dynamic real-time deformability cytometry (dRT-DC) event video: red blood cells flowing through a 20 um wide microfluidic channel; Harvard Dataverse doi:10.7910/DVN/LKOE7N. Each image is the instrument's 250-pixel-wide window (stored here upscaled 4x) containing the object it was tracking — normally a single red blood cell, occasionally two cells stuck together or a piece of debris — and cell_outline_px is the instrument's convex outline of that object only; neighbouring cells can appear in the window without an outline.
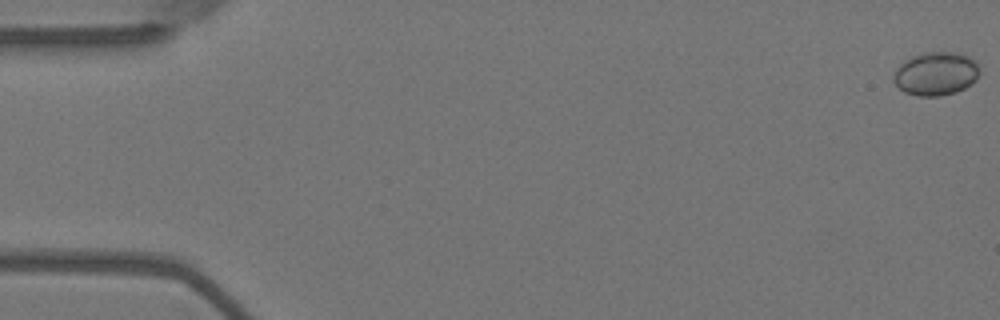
{"species": "Egyptian fruit bat (a non-hibernating species)", "species_latin": "Rousettus aegyptiacus", "temperature_condition": "warm", "stored_images_in_passage": 56, "camera_frame_rate_fps": 3000, "um_per_image_px": 0.085, "animal": {"sex": "female"}, "frame": {"image": 1, "passage_image": 1, "time_ms": 0.0, "image_size_px": [1000, 320], "cell_outline_px": [[980, 72], [976, 80], [972, 84], [956, 92], [940, 96], [916, 96], [904, 92], [892, 80], [896, 68], [900, 64], [912, 56], [924, 52], [956, 52], [968, 56], [976, 60], [980, 68]], "centroid_in_image_um": [79.57, 6.26], "position_along_channel_um": 5.4, "area_um2": 22.02}}
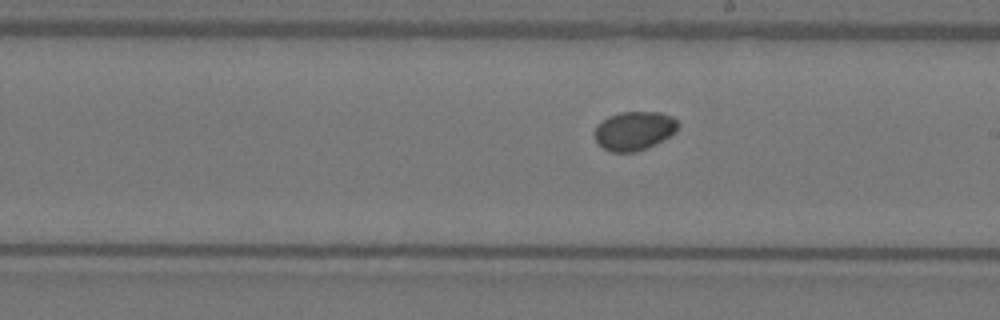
{"frame": {"image": 2, "passage_image": 32, "time_ms": 10.333, "image_size_px": [1000, 320], "cell_outline_px": [[680, 124], [676, 132], [636, 152], [612, 152], [604, 148], [596, 140], [596, 128], [608, 116], [620, 112], [660, 112], [672, 116]], "centroid_in_image_um": [53.94, 11.09], "position_along_channel_um": 235.1, "area_um2": 18.44}}
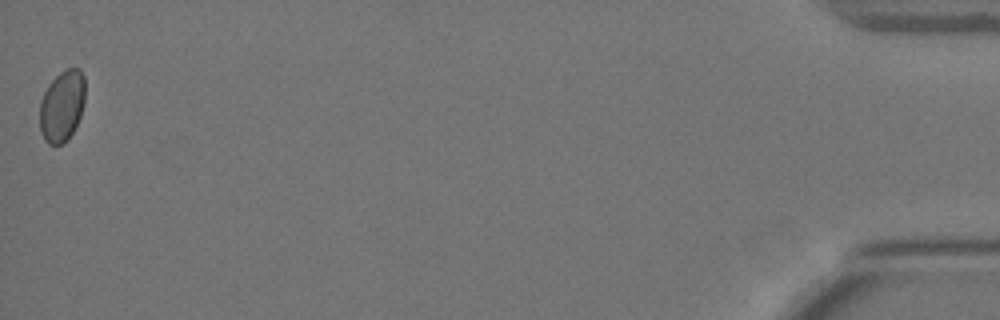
{"frame": {"image": 3, "passage_image": 56, "time_ms": 18.333, "image_size_px": [1000, 320], "cell_outline_px": [[84, 104], [80, 116], [72, 132], [60, 144], [48, 144], [44, 140], [40, 132], [40, 100], [48, 84], [60, 72], [68, 68], [80, 68], [84, 76]], "centroid_in_image_um": [5.26, 8.97], "position_along_channel_um": 429.9, "area_um2": 18.73}, "authors_computed_cell_mechanics": {"area_um2": 19.074, "velocity_mm_per_s": 3.6554, "shape_relaxation_time_tau1_ms": 4.2967, "shape_relaxation_time_tau2_ms": null, "deformation_change_tau1": 0.0316, "deformation_change_tau2": null}}